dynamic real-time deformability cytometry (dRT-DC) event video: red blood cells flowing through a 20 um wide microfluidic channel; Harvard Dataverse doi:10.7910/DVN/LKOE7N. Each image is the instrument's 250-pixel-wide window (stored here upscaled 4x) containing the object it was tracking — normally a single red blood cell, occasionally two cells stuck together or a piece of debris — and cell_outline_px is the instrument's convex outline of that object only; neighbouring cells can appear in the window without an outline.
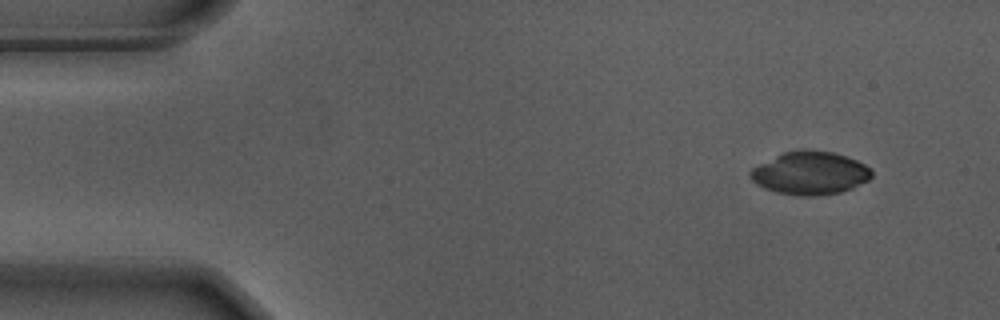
{"species": "Egyptian fruit bat (a non-hibernating species)", "species_latin": "Rousettus aegyptiacus", "temperature_condition": "warm", "stored_images_in_passage": 51, "camera_frame_rate_fps": 3000, "um_per_image_px": 0.085, "animal": {"sex": "male"}, "frame": {"image": 1, "passage_image": 1, "time_ms": 0.0, "image_size_px": [1000, 320], "cell_outline_px": [[872, 176], [868, 180], [852, 188], [840, 192], [812, 196], [800, 196], [776, 192], [764, 188], [756, 184], [748, 176], [748, 172], [752, 168], [784, 152], [832, 152], [856, 160], [864, 164], [872, 172]], "centroid_in_image_um": [68.83, 14.75], "position_along_channel_um": 16.2, "area_um2": 29.65}}
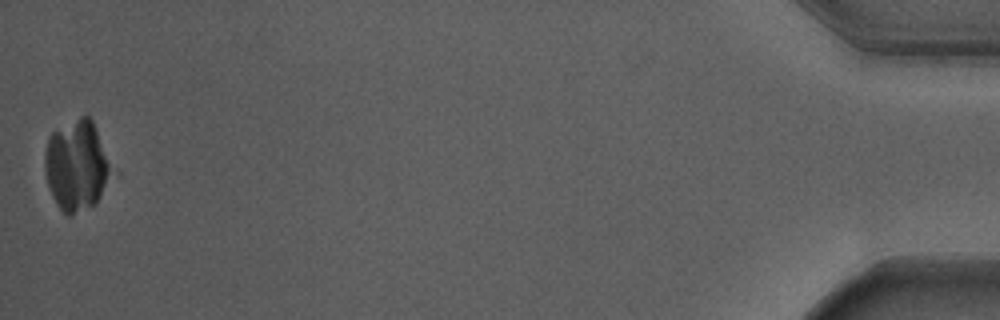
{"frame": {"image": 2, "passage_image": 51, "time_ms": 16.667, "image_size_px": [1000, 320], "cell_outline_px": [[116, 172], [96, 204], [72, 216], [68, 216], [56, 204], [48, 188], [44, 168], [44, 152], [48, 136], [52, 132], [80, 116], [88, 116], [92, 120], [116, 168]], "centroid_in_image_um": [6.56, 14.09], "position_along_channel_um": 428.6, "area_um2": 36.3}}